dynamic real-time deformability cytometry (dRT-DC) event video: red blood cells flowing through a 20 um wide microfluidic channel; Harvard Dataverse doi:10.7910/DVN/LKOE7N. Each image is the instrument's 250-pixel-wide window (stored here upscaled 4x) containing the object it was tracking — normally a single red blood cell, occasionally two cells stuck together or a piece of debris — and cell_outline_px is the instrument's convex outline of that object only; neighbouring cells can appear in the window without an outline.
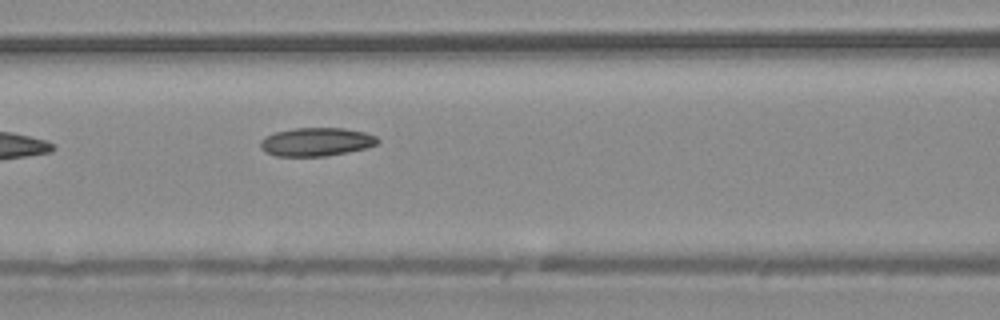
{"species": "common noctule bat (a hibernating species)", "species_latin": "Nyctalus noctula", "temperature_condition": "warm", "stored_images_in_passage": 5, "camera_frame_rate_fps": 3000, "um_per_image_px": 0.085, "animal": {"sex": "male", "body_mass_g": 20.4}, "frame": {"image": 1, "passage_image": 5, "time_ms": 1.333, "image_size_px": [1000, 320], "cell_outline_px": [[380, 140], [376, 144], [364, 148], [348, 152], [324, 156], [276, 156], [264, 152], [260, 148], [260, 140], [264, 136], [276, 132], [292, 128], [344, 128], [364, 132], [376, 136]], "centroid_in_image_um": [26.84, 12.05], "position_along_channel_um": 139.8, "area_um2": 19.48}}